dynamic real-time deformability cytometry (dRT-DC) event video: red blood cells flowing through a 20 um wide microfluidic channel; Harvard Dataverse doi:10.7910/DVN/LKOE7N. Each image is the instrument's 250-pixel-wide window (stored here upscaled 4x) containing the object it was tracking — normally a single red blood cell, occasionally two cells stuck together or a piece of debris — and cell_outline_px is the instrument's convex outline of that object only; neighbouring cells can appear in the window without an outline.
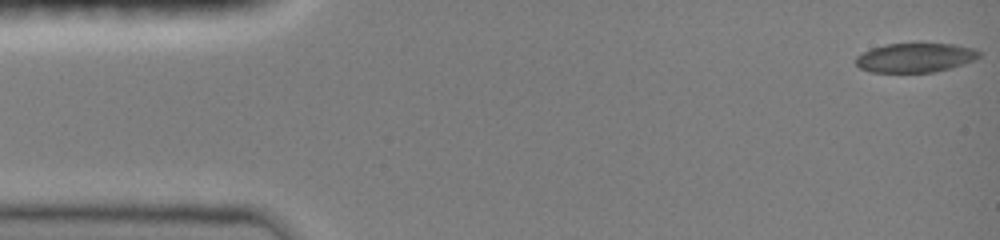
{"species": "common noctule bat (a hibernating species)", "species_latin": "Nyctalus noctula", "temperature_condition": "room temperature", "stored_images_in_passage": 40, "camera_frame_rate_fps": 3000, "um_per_image_px": 0.085, "animal": {"sex": "female", "body_mass_g": 19.0, "forearm_length_mm": 51.5}, "frame": {"image": 1, "passage_image": 1, "time_ms": 0.0, "image_size_px": [1000, 240], "cell_outline_px": [[980, 56], [976, 60], [964, 64], [936, 72], [872, 72], [860, 68], [856, 64], [856, 56], [872, 48], [884, 44], [920, 40], [956, 44], [972, 48], [980, 52]], "centroid_in_image_um": [77.83, 4.85], "position_along_channel_um": 7.2, "area_um2": 22.02}}
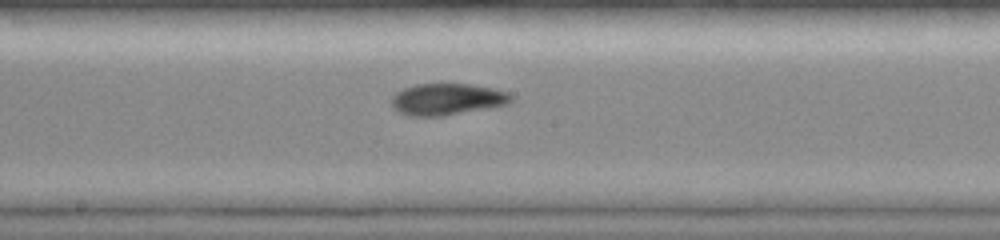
{"frame": {"image": 2, "passage_image": 25, "time_ms": 8.0, "image_size_px": [1000, 240], "cell_outline_px": [[512, 100], [508, 104], [488, 108], [444, 116], [408, 116], [400, 112], [392, 104], [392, 96], [396, 92], [404, 88], [416, 84], [472, 84], [492, 88], [508, 92], [512, 96]], "centroid_in_image_um": [38.02, 8.43], "position_along_channel_um": 210.2, "area_um2": 21.96}}
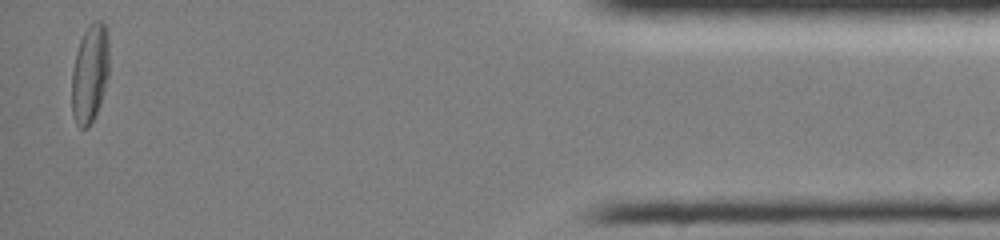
{"frame": {"image": 3, "passage_image": 40, "time_ms": 15.0, "image_size_px": [1000, 240], "cell_outline_px": [[108, 76], [100, 104], [88, 128], [80, 128], [76, 124], [72, 116], [72, 72], [76, 52], [80, 40], [88, 24], [92, 20], [100, 20], [104, 24], [108, 32]], "centroid_in_image_um": [7.63, 6.22], "position_along_channel_um": 427.6, "area_um2": 21.56}, "authors_computed_cell_mechanics": {"area_um2": 21.9062, "velocity_mm_per_s": 4.0432, "shape_relaxation_time_tau1_ms": 9.4728, "shape_relaxation_time_tau2_ms": 3.1405, "deformation_change_tau1": 0.2198, "deformation_change_tau2": 0.0957}}